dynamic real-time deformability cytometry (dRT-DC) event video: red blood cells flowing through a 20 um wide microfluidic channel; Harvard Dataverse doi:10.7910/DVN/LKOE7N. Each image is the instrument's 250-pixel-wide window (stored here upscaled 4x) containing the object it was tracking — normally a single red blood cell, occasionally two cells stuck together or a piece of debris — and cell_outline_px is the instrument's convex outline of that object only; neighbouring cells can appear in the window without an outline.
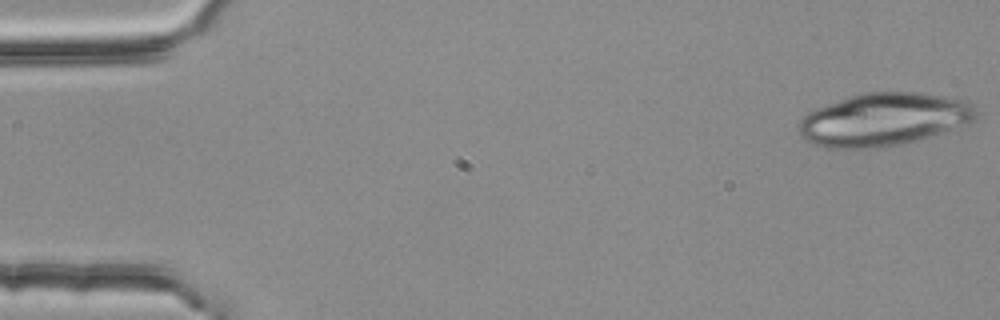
{"species": "common noctule bat (a hibernating species)", "species_latin": "Nyctalus noctula", "temperature_condition": "room temperature", "stored_images_in_passage": 3, "camera_frame_rate_fps": 3000, "um_per_image_px": 0.085, "animal": {"sex": "female", "body_mass_g": 25.1}, "frame": {"image": 1, "passage_image": 1, "time_ms": 0.0, "image_size_px": [1000, 320], "cell_outline_px": [[976, 120], [968, 124], [928, 136], [900, 144], [880, 148], [828, 148], [804, 140], [800, 136], [800, 120], [808, 112], [816, 108], [860, 92], [920, 92], [968, 100], [972, 104], [976, 112]], "centroid_in_image_um": [75.12, 10.14], "position_along_channel_um": 9.9, "area_um2": 54.51}}